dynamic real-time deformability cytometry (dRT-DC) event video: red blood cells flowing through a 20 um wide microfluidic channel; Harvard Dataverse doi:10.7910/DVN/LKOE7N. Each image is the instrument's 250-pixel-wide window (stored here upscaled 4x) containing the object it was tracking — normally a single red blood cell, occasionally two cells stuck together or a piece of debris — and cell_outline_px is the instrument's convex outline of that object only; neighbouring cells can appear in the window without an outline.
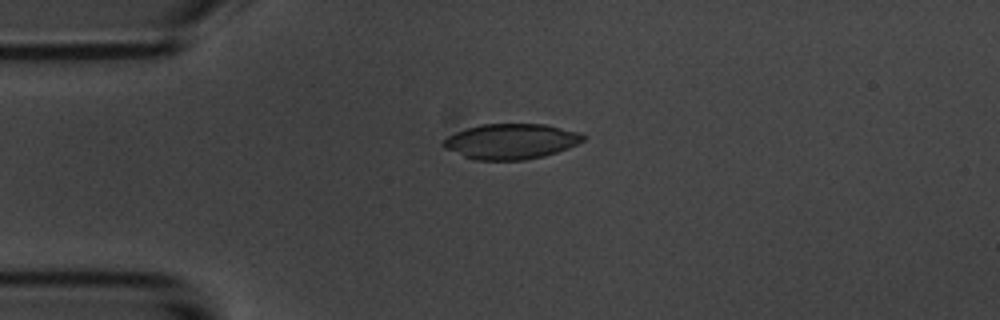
{"species": "common noctule bat (a hibernating species)", "species_latin": "Nyctalus noctula", "temperature_condition": "room temperature", "stored_images_in_passage": 4, "camera_frame_rate_fps": 3000, "um_per_image_px": 0.085, "animal": {"sex": "male", "body_mass_g": 20.1, "forearm_length_mm": 53.5}, "frame": {"image": 1, "passage_image": 3, "time_ms": 3.333, "image_size_px": [1000, 320], "cell_outline_px": [[588, 136], [584, 140], [568, 148], [544, 156], [524, 160], [476, 160], [464, 156], [444, 148], [440, 144], [440, 140], [456, 132], [480, 124], [544, 124], [580, 132]], "centroid_in_image_um": [43.42, 12.01], "position_along_channel_um": 41.6, "area_um2": 28.9}}